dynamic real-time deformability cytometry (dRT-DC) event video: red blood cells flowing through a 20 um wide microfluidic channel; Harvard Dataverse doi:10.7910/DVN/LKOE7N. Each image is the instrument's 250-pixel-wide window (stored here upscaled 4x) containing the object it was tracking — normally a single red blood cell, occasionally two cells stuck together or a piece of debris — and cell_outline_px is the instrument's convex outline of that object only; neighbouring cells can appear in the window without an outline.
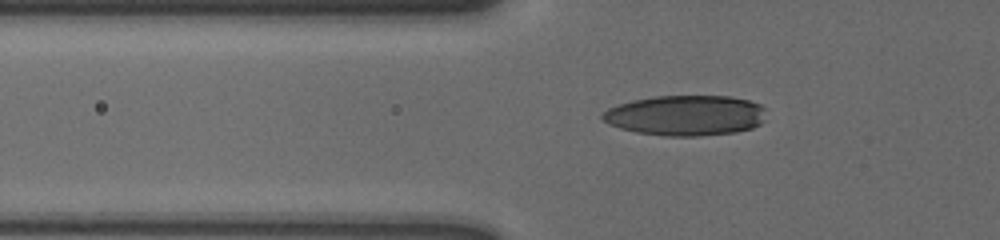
{"species": "human", "species_latin": "Homo sapiens", "temperature_condition": "cold", "stored_images_in_passage": 29, "camera_frame_rate_fps": 3000, "um_per_image_px": 0.085, "donor": {"sex": "male"}, "frame": {"image": 1, "passage_image": 7, "time_ms": 2.0, "image_size_px": [1000, 240], "cell_outline_px": [[764, 120], [760, 124], [752, 128], [736, 132], [700, 136], [664, 136], [636, 132], [620, 128], [608, 124], [600, 116], [608, 108], [632, 100], [656, 96], [732, 96], [748, 100], [760, 104], [764, 108]], "centroid_in_image_um": [58.29, 9.81], "position_along_channel_um": 67.5, "area_um2": 38.61}}
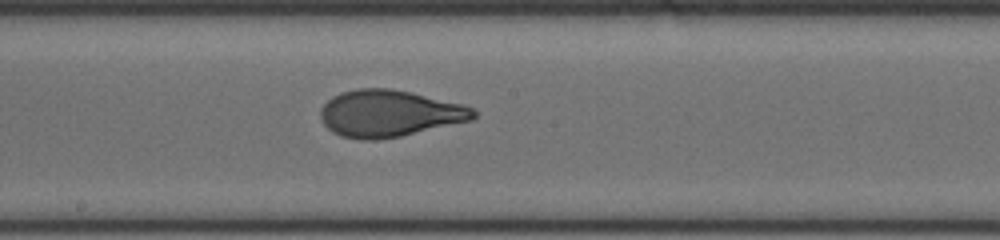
{"frame": {"image": 2, "passage_image": 20, "time_ms": 6.333, "image_size_px": [1000, 240], "cell_outline_px": [[476, 116], [472, 120], [400, 136], [376, 140], [360, 140], [340, 136], [332, 132], [324, 124], [320, 116], [320, 108], [332, 96], [340, 92], [356, 88], [388, 88], [412, 92], [464, 104], [472, 108], [476, 112]], "centroid_in_image_um": [33.07, 9.64], "position_along_channel_um": 215.1, "area_um2": 41.91}}
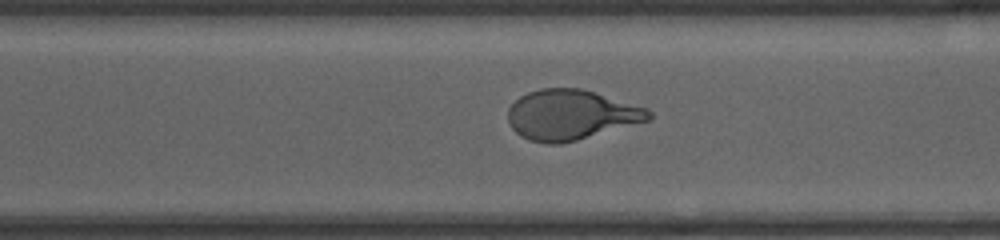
{"frame": {"image": 3, "passage_image": 29, "time_ms": 9.333, "image_size_px": [1000, 240], "cell_outline_px": [[652, 116], [648, 120], [576, 140], [560, 144], [548, 144], [528, 140], [516, 132], [512, 128], [508, 120], [508, 108], [520, 96], [528, 92], [540, 88], [580, 88], [648, 108], [652, 112]], "centroid_in_image_um": [48.5, 9.75], "position_along_channel_um": 322.1, "area_um2": 40.75}}